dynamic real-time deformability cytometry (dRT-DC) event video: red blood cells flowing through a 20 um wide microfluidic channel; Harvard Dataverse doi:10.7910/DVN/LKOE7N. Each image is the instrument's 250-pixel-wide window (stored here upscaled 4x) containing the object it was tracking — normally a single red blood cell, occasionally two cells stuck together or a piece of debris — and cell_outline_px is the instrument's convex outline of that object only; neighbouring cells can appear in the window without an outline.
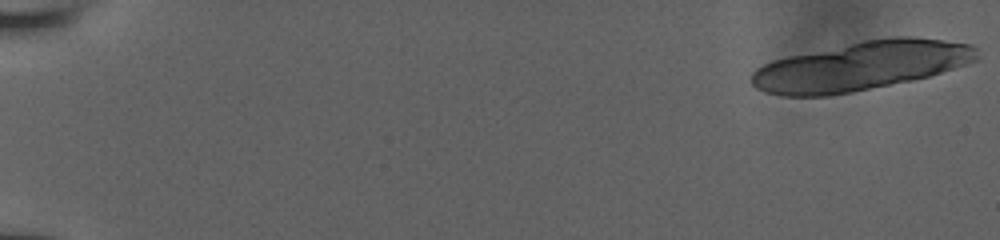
{"species": "human", "species_latin": "Homo sapiens", "temperature_condition": "room temperature", "stored_images_in_passage": 9, "camera_frame_rate_fps": 3000, "um_per_image_px": 0.085, "donor": {"sex": "male"}, "frame": {"image": 1, "passage_image": 1, "time_ms": 0.0, "image_size_px": [1000, 240], "cell_outline_px": [[980, 60], [928, 76], [912, 80], [852, 92], [828, 96], [780, 96], [764, 92], [756, 88], [752, 84], [752, 72], [756, 68], [772, 60], [788, 56], [864, 40], [892, 36], [908, 36], [944, 40], [972, 44], [976, 48]], "centroid_in_image_um": [73.19, 5.6], "position_along_channel_um": 11.8, "area_um2": 64.39}}